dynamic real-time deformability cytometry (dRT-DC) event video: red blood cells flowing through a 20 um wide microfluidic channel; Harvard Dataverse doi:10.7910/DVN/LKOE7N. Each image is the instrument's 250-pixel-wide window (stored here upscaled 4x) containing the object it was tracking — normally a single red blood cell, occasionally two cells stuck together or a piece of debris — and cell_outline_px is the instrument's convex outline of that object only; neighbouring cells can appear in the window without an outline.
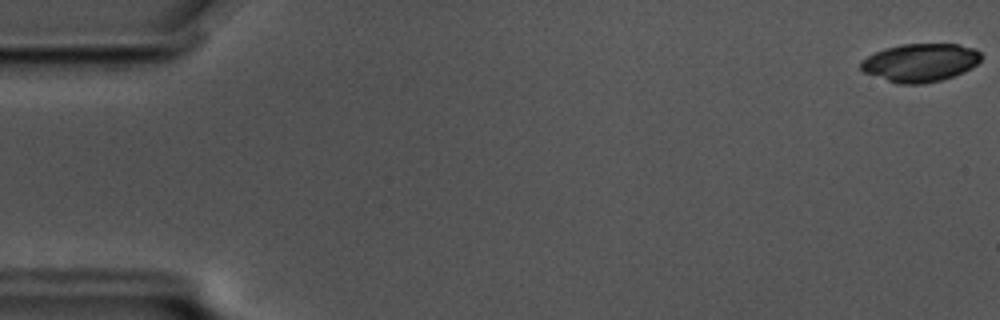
{"species": "common noctule bat (a hibernating species)", "species_latin": "Nyctalus noctula", "temperature_condition": "cold", "stored_images_in_passage": 58, "camera_frame_rate_fps": 3000, "um_per_image_px": 0.085, "animal": {"sex": "male", "body_mass_g": 17.5, "forearm_length_mm": 52.3}, "frame": {"image": 1, "passage_image": 1, "time_ms": 0.0, "image_size_px": [1000, 320], "cell_outline_px": [[984, 56], [972, 68], [964, 72], [940, 80], [924, 84], [900, 84], [864, 72], [860, 68], [860, 60], [884, 48], [904, 44], [960, 44], [976, 48]], "centroid_in_image_um": [78.26, 5.31], "position_along_channel_um": 6.7, "area_um2": 26.82}}
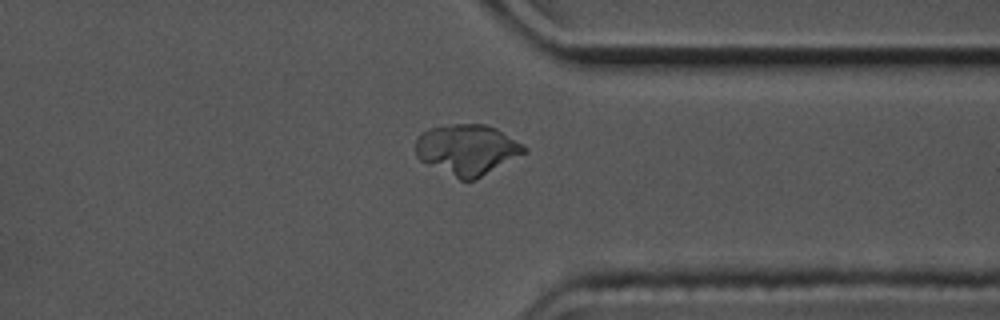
{"frame": {"image": 2, "passage_image": 45, "time_ms": 14.667, "image_size_px": [1000, 320], "cell_outline_px": [[528, 152], [476, 180], [460, 180], [420, 160], [416, 156], [416, 136], [420, 132], [428, 128], [452, 124], [484, 124], [496, 128], [524, 144], [528, 148]], "centroid_in_image_um": [39.73, 12.71], "position_along_channel_um": 371.7, "area_um2": 32.31}}
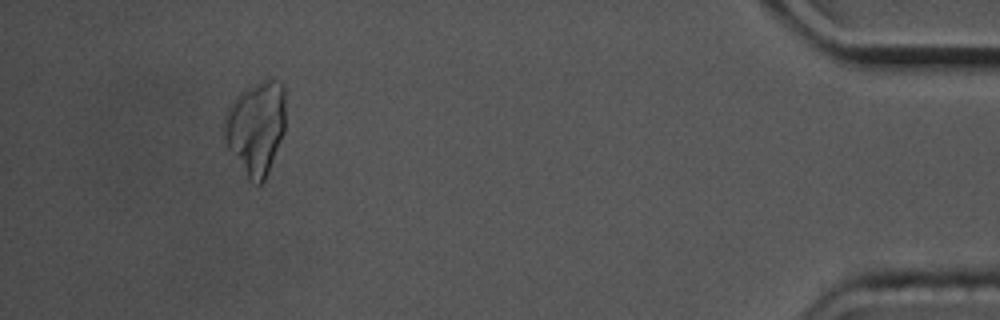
{"frame": {"image": 3, "passage_image": 54, "time_ms": 17.667, "image_size_px": [1000, 320], "cell_outline_px": [[284, 132], [268, 172], [264, 180], [260, 184], [252, 184], [248, 180], [224, 144], [220, 132], [224, 116], [232, 100], [244, 88], [252, 84], [264, 80], [280, 80], [284, 84]], "centroid_in_image_um": [21.69, 10.86], "position_along_channel_um": 413.5, "area_um2": 34.22}}